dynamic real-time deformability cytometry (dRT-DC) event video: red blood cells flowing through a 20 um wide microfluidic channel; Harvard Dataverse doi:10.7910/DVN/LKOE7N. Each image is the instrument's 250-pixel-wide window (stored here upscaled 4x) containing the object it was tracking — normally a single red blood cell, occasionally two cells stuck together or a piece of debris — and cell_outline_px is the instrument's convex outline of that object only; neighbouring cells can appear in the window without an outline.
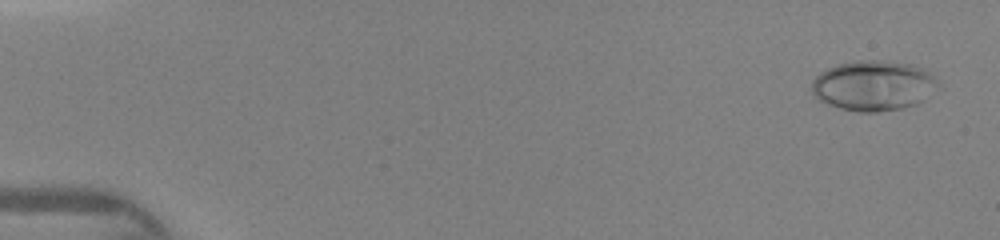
{"species": "human", "species_latin": "Homo sapiens", "temperature_condition": "warm", "stored_images_in_passage": 46, "camera_frame_rate_fps": 3000, "um_per_image_px": 0.085, "donor": {"sex": "female"}, "frame": {"image": 1, "passage_image": 2, "time_ms": 0.333, "image_size_px": [1000, 240], "cell_outline_px": [[944, 88], [924, 100], [916, 104], [904, 108], [876, 112], [860, 112], [840, 108], [828, 104], [820, 100], [812, 92], [812, 80], [820, 72], [836, 64], [856, 60], [888, 60], [912, 64], [924, 68]], "centroid_in_image_um": [74.31, 7.27], "position_along_channel_um": 10.7, "area_um2": 37.57}}
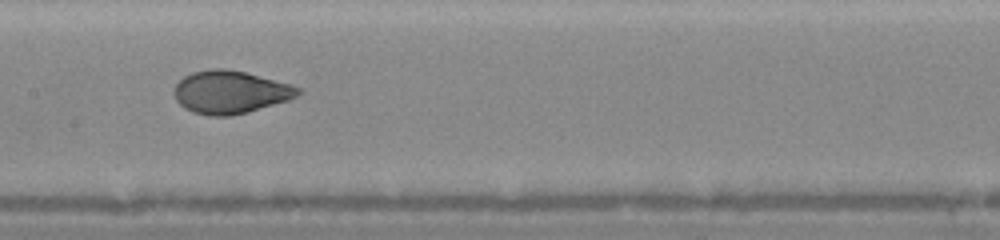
{"frame": {"image": 2, "passage_image": 24, "time_ms": 7.667, "image_size_px": [1000, 240], "cell_outline_px": [[304, 92], [288, 100], [248, 112], [232, 116], [208, 116], [192, 112], [184, 108], [176, 100], [172, 92], [176, 84], [184, 76], [192, 72], [212, 68], [228, 68], [292, 84], [300, 88]], "centroid_in_image_um": [19.56, 7.83], "position_along_channel_um": 187.8, "area_um2": 31.21}}
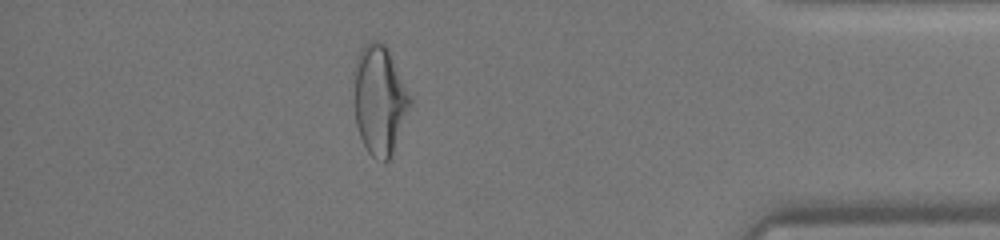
{"frame": {"image": 3, "passage_image": 41, "time_ms": 13.333, "image_size_px": [1000, 240], "cell_outline_px": [[412, 100], [392, 152], [388, 160], [376, 160], [368, 152], [360, 136], [356, 124], [356, 56], [360, 48], [368, 40], [376, 40], [384, 44], [388, 48], [412, 96]], "centroid_in_image_um": [32.28, 8.44], "position_along_channel_um": 402.9, "area_um2": 35.08}}